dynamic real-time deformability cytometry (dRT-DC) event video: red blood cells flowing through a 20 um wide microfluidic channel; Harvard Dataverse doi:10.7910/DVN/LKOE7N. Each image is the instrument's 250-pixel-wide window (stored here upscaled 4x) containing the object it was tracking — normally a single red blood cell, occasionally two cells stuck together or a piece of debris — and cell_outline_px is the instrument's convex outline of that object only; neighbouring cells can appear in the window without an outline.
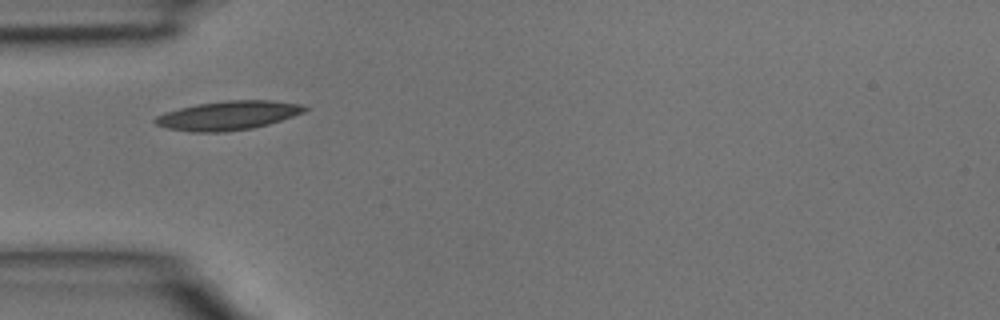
{"species": "common noctule bat (a hibernating species)", "species_latin": "Nyctalus noctula", "temperature_condition": "room temperature", "stored_images_in_passage": 3, "camera_frame_rate_fps": 3000, "um_per_image_px": 0.085, "animal": {"sex": "male", "body_mass_g": 15.6}, "frame": {"image": 1, "passage_image": 3, "time_ms": 0.667, "image_size_px": [1000, 320], "cell_outline_px": [[308, 108], [304, 112], [268, 124], [252, 128], [224, 132], [192, 132], [168, 128], [156, 124], [152, 120], [156, 116], [180, 108], [196, 104], [228, 100], [272, 100], [304, 104]], "centroid_in_image_um": [19.41, 9.81], "position_along_channel_um": 65.6, "area_um2": 25.14}}